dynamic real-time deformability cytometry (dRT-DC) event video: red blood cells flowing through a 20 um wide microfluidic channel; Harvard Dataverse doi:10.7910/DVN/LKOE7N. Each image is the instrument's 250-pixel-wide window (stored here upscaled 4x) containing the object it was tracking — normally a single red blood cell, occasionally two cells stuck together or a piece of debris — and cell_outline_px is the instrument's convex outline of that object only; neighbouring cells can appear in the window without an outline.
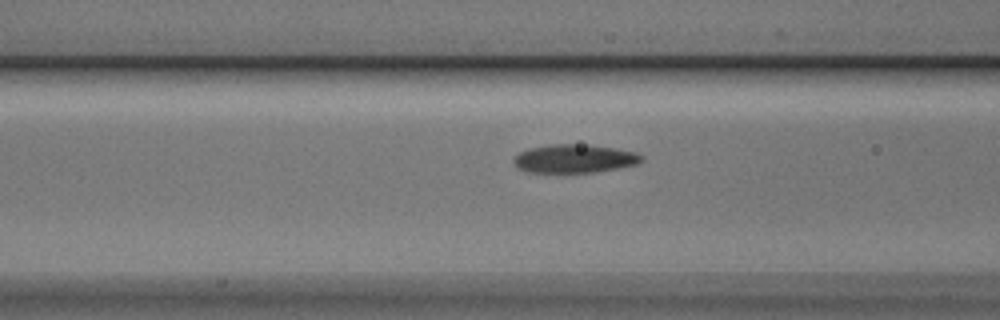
{"species": "Egyptian fruit bat (a non-hibernating species)", "species_latin": "Rousettus aegyptiacus", "temperature_condition": "cold", "stored_images_in_passage": 20, "camera_frame_rate_fps": 3000, "um_per_image_px": 0.085, "animal": {"sex": "male"}, "frame": {"image": 1, "passage_image": 18, "time_ms": 5.667, "image_size_px": [1000, 320], "cell_outline_px": [[644, 160], [636, 164], [616, 168], [592, 172], [528, 172], [516, 168], [512, 160], [520, 152], [528, 148], [552, 144], [588, 144], [616, 148], [636, 152], [644, 156]], "centroid_in_image_um": [48.82, 13.47], "position_along_channel_um": 117.8, "area_um2": 21.27}}